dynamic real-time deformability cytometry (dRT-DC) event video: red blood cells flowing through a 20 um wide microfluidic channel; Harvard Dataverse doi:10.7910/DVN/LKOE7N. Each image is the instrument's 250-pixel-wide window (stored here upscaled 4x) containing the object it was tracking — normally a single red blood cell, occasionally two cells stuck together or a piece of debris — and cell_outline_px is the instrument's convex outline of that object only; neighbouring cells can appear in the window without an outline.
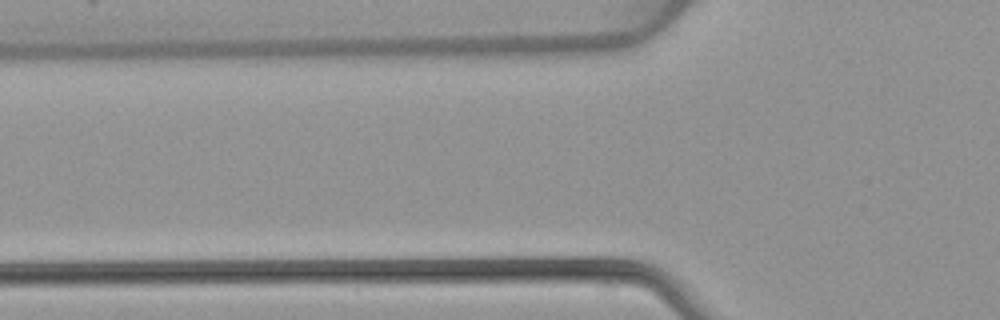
{"species": "common noctule bat (a hibernating species)", "species_latin": "Nyctalus noctula", "temperature_condition": "warm", "stored_images_in_passage": 4, "camera_frame_rate_fps": 3000, "um_per_image_px": 0.085, "animal": {"sex": "female", "body_mass_g": 22.7, "forearm_length_mm": 54.2}, "frame": {"image": 1, "passage_image": 2, "time_ms": 0.333, "image_size_px": [1000, 320], "cell_outline_px": [[568, 260], [564, 280], [380, 284], [368, 280], [364, 264], [496, 260]], "centroid_in_image_um": [39.68, 23.08], "position_along_channel_um": 86.1, "area_um2": 29.88}}